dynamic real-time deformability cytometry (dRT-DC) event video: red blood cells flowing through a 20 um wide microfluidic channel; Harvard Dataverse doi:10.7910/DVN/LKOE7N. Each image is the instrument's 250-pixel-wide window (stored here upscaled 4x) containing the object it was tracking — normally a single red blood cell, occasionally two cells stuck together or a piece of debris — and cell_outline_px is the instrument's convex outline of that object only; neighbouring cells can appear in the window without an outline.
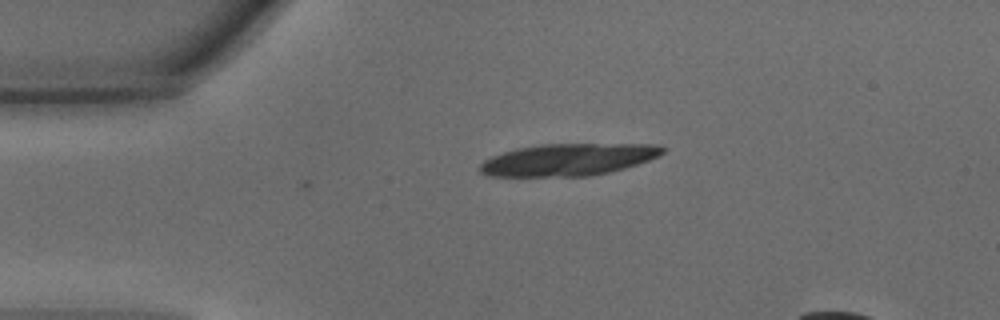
{"species": "common noctule bat (a hibernating species)", "species_latin": "Nyctalus noctula", "temperature_condition": "warm", "stored_images_in_passage": 3, "camera_frame_rate_fps": 3000, "um_per_image_px": 0.085, "animal": {"sex": "male", "body_mass_g": 15.6}, "frame": {"image": 1, "passage_image": 3, "time_ms": 0.667, "image_size_px": [1000, 320], "cell_outline_px": [[664, 152], [648, 160], [624, 168], [608, 172], [588, 176], [488, 176], [480, 172], [480, 164], [484, 160], [492, 156], [516, 148], [540, 144], [660, 144], [664, 148]], "centroid_in_image_um": [48.28, 13.56], "position_along_channel_um": 36.7, "area_um2": 33.93}}